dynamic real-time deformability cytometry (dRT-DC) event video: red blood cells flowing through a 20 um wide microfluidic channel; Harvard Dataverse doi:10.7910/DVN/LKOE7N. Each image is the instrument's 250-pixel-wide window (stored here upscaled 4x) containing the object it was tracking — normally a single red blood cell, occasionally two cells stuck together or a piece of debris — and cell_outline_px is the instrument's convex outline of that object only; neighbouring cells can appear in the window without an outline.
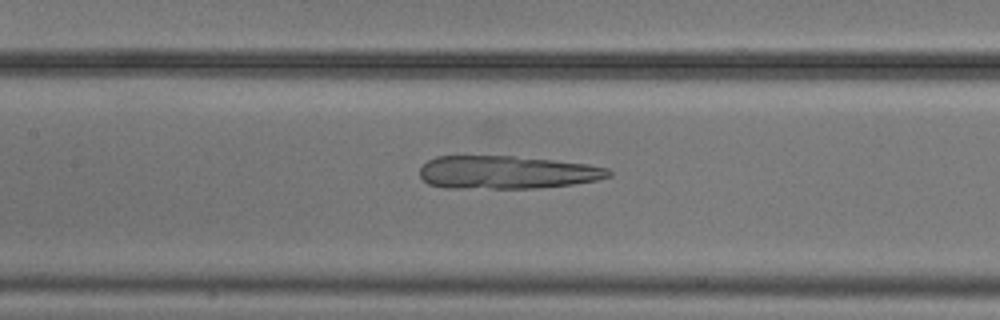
{"species": "common noctule bat (a hibernating species)", "species_latin": "Nyctalus noctula", "temperature_condition": "cold", "stored_images_in_passage": 37, "camera_frame_rate_fps": 3000, "um_per_image_px": 0.085, "animal": {"sex": "male", "body_mass_g": 20.5, "forearm_length_mm": 52.5}, "frame": {"image": 1, "passage_image": 24, "time_ms": 7.667, "image_size_px": [1000, 320], "cell_outline_px": [[612, 176], [596, 180], [572, 184], [536, 188], [444, 188], [428, 184], [420, 176], [420, 168], [428, 160], [436, 156], [512, 156], [552, 160], [588, 164], [608, 168], [612, 172]], "centroid_in_image_um": [43.06, 14.65], "position_along_channel_um": 164.3, "area_um2": 36.41}}